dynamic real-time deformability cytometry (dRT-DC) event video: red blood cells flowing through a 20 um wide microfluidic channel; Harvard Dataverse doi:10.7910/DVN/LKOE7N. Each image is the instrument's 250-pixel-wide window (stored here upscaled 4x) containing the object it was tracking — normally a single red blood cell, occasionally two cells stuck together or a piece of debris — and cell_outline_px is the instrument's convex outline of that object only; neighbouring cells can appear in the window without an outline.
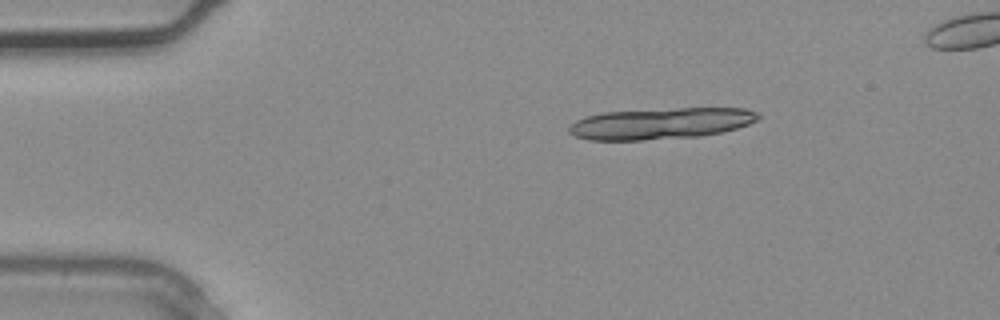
{"species": "common noctule bat (a hibernating species)", "species_latin": "Nyctalus noctula", "temperature_condition": "warm", "stored_images_in_passage": 4, "camera_frame_rate_fps": 3000, "um_per_image_px": 0.085, "animal": {"sex": "male", "body_mass_g": 20.4}, "frame": {"image": 1, "passage_image": 2, "time_ms": 0.333, "image_size_px": [1000, 320], "cell_outline_px": [[760, 116], [756, 120], [748, 124], [736, 128], [720, 132], [700, 136], [644, 140], [588, 140], [576, 136], [568, 132], [568, 128], [576, 120], [588, 116], [604, 112], [680, 108], [744, 108], [756, 112]], "centroid_in_image_um": [56.15, 10.5], "position_along_channel_um": 28.9, "area_um2": 34.22}}